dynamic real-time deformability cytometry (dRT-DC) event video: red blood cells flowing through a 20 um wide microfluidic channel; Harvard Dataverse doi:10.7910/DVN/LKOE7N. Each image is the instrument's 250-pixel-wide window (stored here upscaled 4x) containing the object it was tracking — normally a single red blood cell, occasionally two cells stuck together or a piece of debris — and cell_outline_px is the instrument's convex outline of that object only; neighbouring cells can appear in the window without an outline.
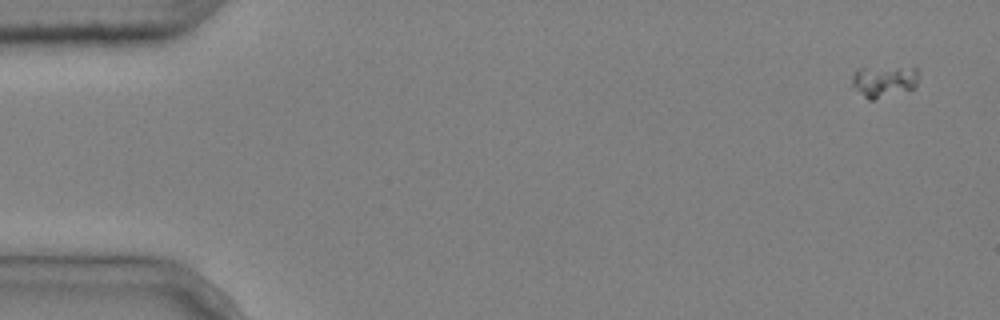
{"species": "common noctule bat (a hibernating species)", "species_latin": "Nyctalus noctula", "temperature_condition": "cold", "stored_images_in_passage": 5, "camera_frame_rate_fps": 3000, "um_per_image_px": 0.085, "animal": {"sex": "male", "body_mass_g": 20.4}, "frame": {"image": 1, "passage_image": 1, "time_ms": 0.0, "image_size_px": [1000, 320], "cell_outline_px": [[920, 72], [916, 88], [872, 100], [868, 100], [852, 84], [852, 76], [856, 68], [920, 68]], "centroid_in_image_um": [75.19, 6.9], "position_along_channel_um": 9.8, "area_um2": 12.2}}
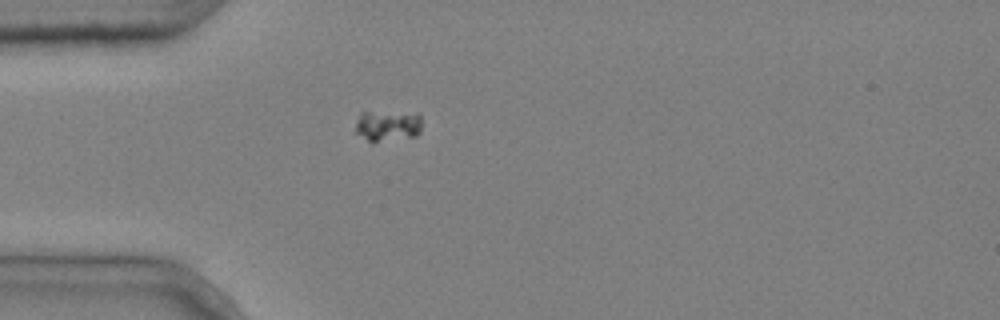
{"frame": {"image": 2, "passage_image": 5, "time_ms": 1.333, "image_size_px": [1000, 320], "cell_outline_px": [[420, 132], [416, 136], [376, 140], [368, 140], [356, 132], [356, 120], [360, 112], [420, 112]], "centroid_in_image_um": [32.98, 10.62], "position_along_channel_um": 52.0, "area_um2": 11.73}}